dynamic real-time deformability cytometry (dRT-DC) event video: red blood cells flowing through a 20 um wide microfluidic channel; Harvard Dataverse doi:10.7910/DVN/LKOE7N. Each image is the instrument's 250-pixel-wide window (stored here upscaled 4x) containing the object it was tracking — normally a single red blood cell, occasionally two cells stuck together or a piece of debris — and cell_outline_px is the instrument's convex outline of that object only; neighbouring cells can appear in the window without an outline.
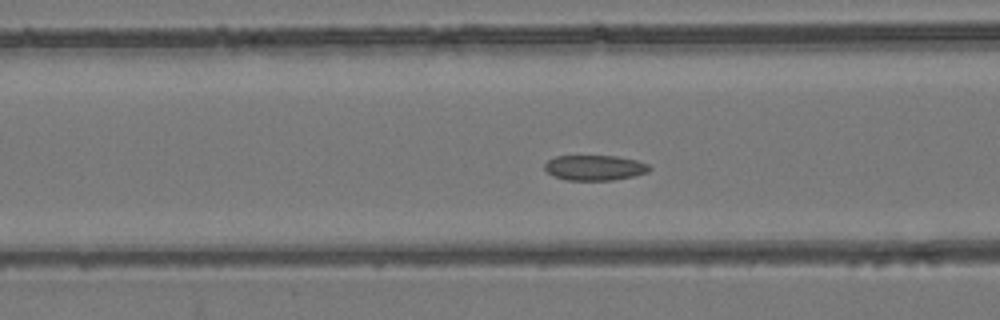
{"species": "common noctule bat (a hibernating species)", "species_latin": "Nyctalus noctula", "temperature_condition": "room temperature", "stored_images_in_passage": 54, "camera_frame_rate_fps": 3000, "um_per_image_px": 0.085, "animal": {"sex": "female", "body_mass_g": 24.6, "forearm_length_mm": 56.2}, "frame": {"image": 1, "passage_image": 22, "time_ms": 7.0, "image_size_px": [1000, 320], "cell_outline_px": [[652, 168], [648, 172], [632, 176], [612, 180], [568, 180], [552, 176], [544, 168], [544, 164], [548, 160], [556, 156], [616, 156], [636, 160], [648, 164]], "centroid_in_image_um": [50.54, 14.25], "position_along_channel_um": 116.1, "area_um2": 15.37}}
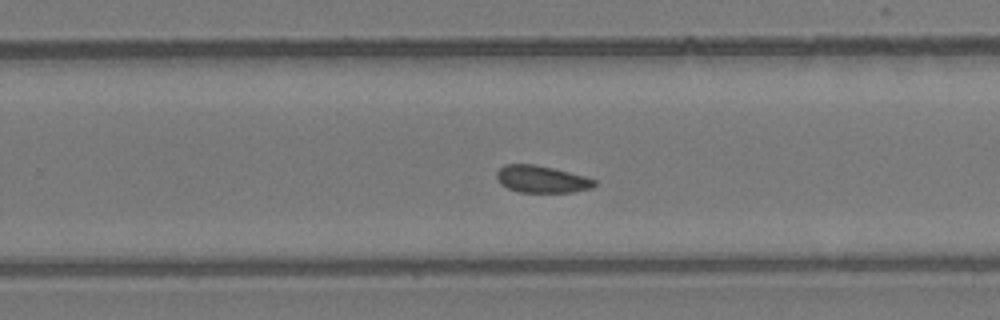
{"frame": {"image": 2, "passage_image": 35, "time_ms": 11.333, "image_size_px": [1000, 320], "cell_outline_px": [[596, 184], [592, 188], [572, 192], [520, 192], [508, 188], [500, 184], [496, 176], [496, 172], [504, 164], [532, 164], [552, 168], [584, 176], [596, 180]], "centroid_in_image_um": [46.02, 15.23], "position_along_channel_um": 283.8, "area_um2": 15.32}}
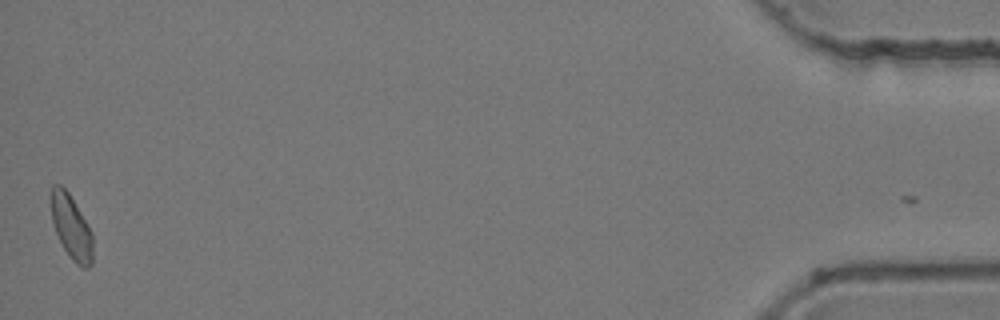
{"frame": {"image": 3, "passage_image": 54, "time_ms": 17.667, "image_size_px": [1000, 320], "cell_outline_px": [[92, 264], [88, 268], [84, 268], [76, 264], [72, 260], [64, 248], [56, 232], [52, 220], [48, 196], [48, 192], [52, 184], [60, 184], [68, 192], [88, 224], [92, 232]], "centroid_in_image_um": [6.02, 19.24], "position_along_channel_um": 429.2, "area_um2": 15.9}, "authors_computed_cell_mechanics": {"area_um2": 16.0395, "velocity_mm_per_s": 3.8742, "shape_relaxation_time_tau1_ms": null, "shape_relaxation_time_tau2_ms": 4.6371, "deformation_change_tau1": null, "deformation_change_tau2": 0.0883}}